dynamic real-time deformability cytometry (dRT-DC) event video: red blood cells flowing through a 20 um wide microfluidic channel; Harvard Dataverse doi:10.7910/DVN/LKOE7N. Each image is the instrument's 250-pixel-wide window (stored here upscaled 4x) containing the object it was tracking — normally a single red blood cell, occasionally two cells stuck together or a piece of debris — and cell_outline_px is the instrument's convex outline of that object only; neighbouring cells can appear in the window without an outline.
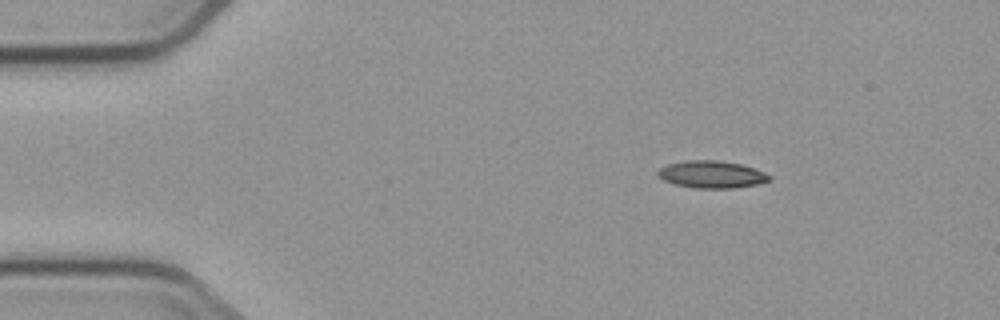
{"species": "common noctule bat (a hibernating species)", "species_latin": "Nyctalus noctula", "temperature_condition": "cold", "stored_images_in_passage": 3, "camera_frame_rate_fps": 3000, "um_per_image_px": 0.085, "animal": {"sex": "male", "body_mass_g": 23.1, "forearm_length_mm": 52.7}, "frame": {"image": 1, "passage_image": 1, "time_ms": 0.0, "image_size_px": [1000, 320], "cell_outline_px": [[772, 180], [756, 184], [732, 188], [696, 188], [676, 184], [664, 180], [656, 172], [660, 168], [668, 164], [688, 160], [716, 160], [740, 164], [756, 168], [772, 176]], "centroid_in_image_um": [60.53, 14.82], "position_along_channel_um": 24.5, "area_um2": 17.57}}